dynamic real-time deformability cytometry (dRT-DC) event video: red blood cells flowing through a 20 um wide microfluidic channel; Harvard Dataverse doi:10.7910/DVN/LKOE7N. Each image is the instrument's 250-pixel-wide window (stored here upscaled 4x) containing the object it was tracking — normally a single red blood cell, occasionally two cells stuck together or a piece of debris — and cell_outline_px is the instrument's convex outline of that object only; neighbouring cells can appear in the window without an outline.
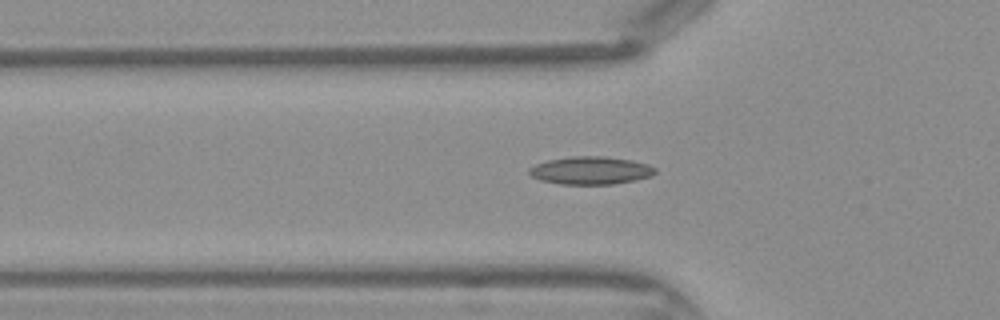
{"species": "Egyptian fruit bat (a non-hibernating species)", "species_latin": "Rousettus aegyptiacus", "temperature_condition": "warm", "stored_images_in_passage": 36, "camera_frame_rate_fps": 3000, "um_per_image_px": 0.085, "frame": {"image": 1, "passage_image": 6, "time_ms": 1.667, "image_size_px": [1000, 320], "cell_outline_px": [[656, 172], [652, 176], [636, 180], [612, 184], [560, 184], [540, 180], [532, 176], [528, 172], [528, 168], [536, 164], [548, 160], [572, 156], [604, 156], [632, 160], [648, 164], [656, 168]], "centroid_in_image_um": [50.22, 14.49], "position_along_channel_um": 75.6, "area_um2": 20.52}}
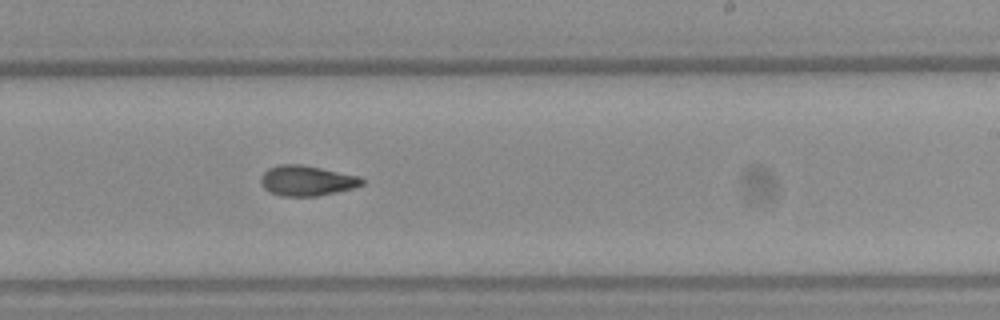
{"frame": {"image": 2, "passage_image": 18, "time_ms": 5.667, "image_size_px": [1000, 320], "cell_outline_px": [[364, 184], [352, 188], [336, 192], [316, 196], [280, 196], [264, 188], [260, 184], [260, 176], [268, 168], [280, 164], [300, 164], [360, 176], [364, 180]], "centroid_in_image_um": [26.05, 15.35], "position_along_channel_um": 262.9, "area_um2": 17.8}}
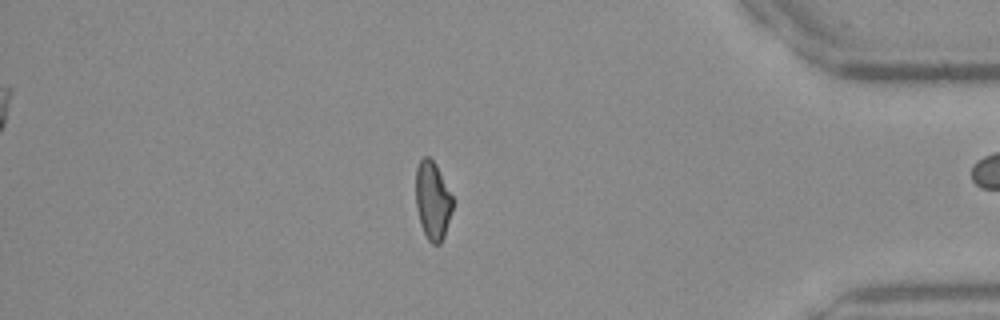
{"frame": {"image": 3, "passage_image": 29, "time_ms": 9.333, "image_size_px": [1000, 320], "cell_outline_px": [[452, 208], [444, 236], [440, 244], [432, 244], [428, 240], [420, 224], [416, 208], [416, 168], [420, 160], [424, 156], [428, 156], [436, 164], [452, 196]], "centroid_in_image_um": [36.75, 17.04], "position_along_channel_um": 398.4, "area_um2": 16.65}}